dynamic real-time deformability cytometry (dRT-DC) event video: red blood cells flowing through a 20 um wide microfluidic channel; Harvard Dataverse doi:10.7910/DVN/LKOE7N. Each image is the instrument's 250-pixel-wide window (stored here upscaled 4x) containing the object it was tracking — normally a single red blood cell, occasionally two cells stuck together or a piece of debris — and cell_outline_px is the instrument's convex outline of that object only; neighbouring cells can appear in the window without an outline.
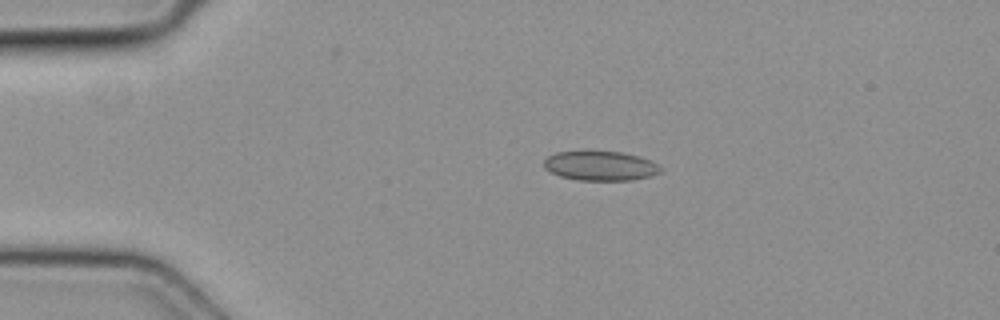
{"species": "common noctule bat (a hibernating species)", "species_latin": "Nyctalus noctula", "temperature_condition": "cold", "stored_images_in_passage": 3, "camera_frame_rate_fps": 3000, "um_per_image_px": 0.085, "animal": {"sex": "female", "body_mass_g": 19.3, "forearm_length_mm": 54.1}, "frame": {"image": 1, "passage_image": 2, "time_ms": 0.333, "image_size_px": [1000, 320], "cell_outline_px": [[660, 172], [652, 176], [632, 180], [580, 180], [560, 176], [544, 168], [544, 160], [548, 156], [556, 152], [624, 152], [640, 156], [656, 164], [660, 168]], "centroid_in_image_um": [51.03, 14.1], "position_along_channel_um": 34.0, "area_um2": 19.77}}